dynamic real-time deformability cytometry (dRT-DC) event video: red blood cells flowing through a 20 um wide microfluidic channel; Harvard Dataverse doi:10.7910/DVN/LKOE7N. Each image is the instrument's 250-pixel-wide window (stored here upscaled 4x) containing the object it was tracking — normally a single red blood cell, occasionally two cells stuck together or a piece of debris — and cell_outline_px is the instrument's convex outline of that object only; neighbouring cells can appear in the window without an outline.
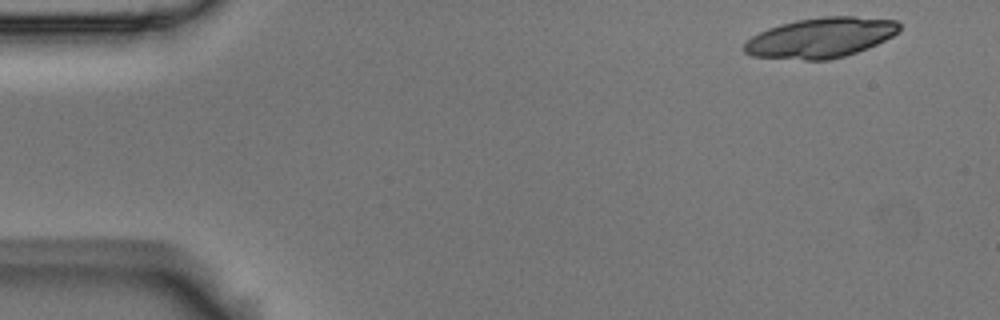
{"species": "Egyptian fruit bat (a non-hibernating species)", "species_latin": "Rousettus aegyptiacus", "temperature_condition": "room temperature", "stored_images_in_passage": 3, "camera_frame_rate_fps": 3000, "um_per_image_px": 0.085, "animal": {"sex": "male"}, "frame": {"image": 1, "passage_image": 1, "time_ms": 0.0, "image_size_px": [1000, 320], "cell_outline_px": [[900, 32], [868, 48], [844, 56], [828, 60], [804, 60], [752, 56], [744, 52], [744, 44], [752, 36], [768, 28], [780, 24], [796, 20], [824, 16], [856, 16], [896, 20], [900, 24]], "centroid_in_image_um": [69.77, 3.2], "position_along_channel_um": 15.2, "area_um2": 36.3}}